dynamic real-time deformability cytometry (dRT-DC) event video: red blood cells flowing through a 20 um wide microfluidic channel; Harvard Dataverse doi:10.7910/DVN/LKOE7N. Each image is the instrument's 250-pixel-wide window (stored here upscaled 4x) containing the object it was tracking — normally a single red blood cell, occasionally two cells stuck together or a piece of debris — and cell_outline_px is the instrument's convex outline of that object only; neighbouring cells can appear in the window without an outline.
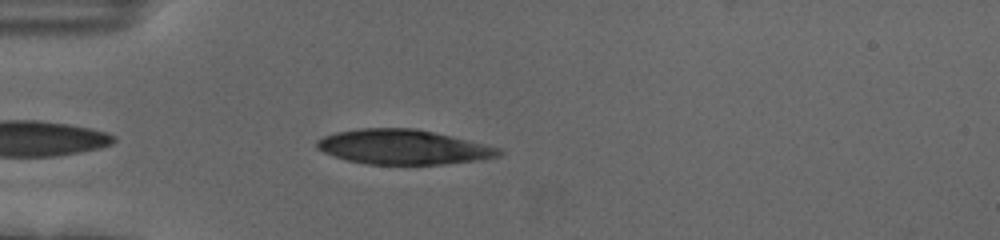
{"species": "human", "species_latin": "Homo sapiens", "temperature_condition": "cold", "stored_images_in_passage": 42, "camera_frame_rate_fps": 3000, "um_per_image_px": 0.085, "donor": {"sex": "female"}, "frame": {"image": 1, "passage_image": 3, "time_ms": 0.667, "image_size_px": [1000, 240], "cell_outline_px": [[504, 152], [500, 156], [444, 164], [368, 164], [348, 160], [332, 156], [316, 148], [316, 140], [324, 136], [336, 132], [360, 128], [416, 128], [452, 136], [500, 148]], "centroid_in_image_um": [34.23, 12.49], "position_along_channel_um": 50.8, "area_um2": 36.65}}
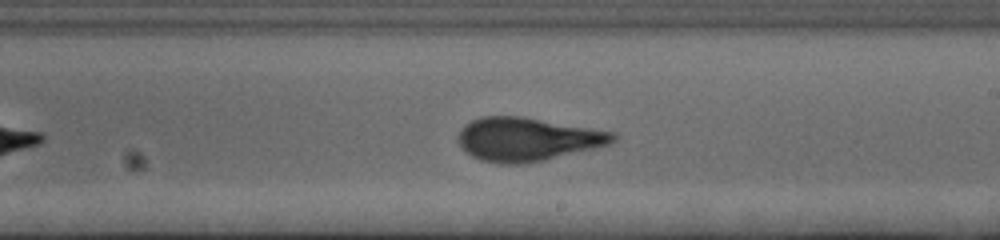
{"frame": {"image": 2, "passage_image": 20, "time_ms": 6.333, "image_size_px": [1000, 240], "cell_outline_px": [[616, 140], [608, 144], [544, 160], [524, 164], [496, 164], [480, 160], [472, 156], [460, 144], [456, 136], [464, 124], [480, 116], [520, 116], [616, 132]], "centroid_in_image_um": [44.78, 11.83], "position_along_channel_um": 244.2, "area_um2": 39.07}}
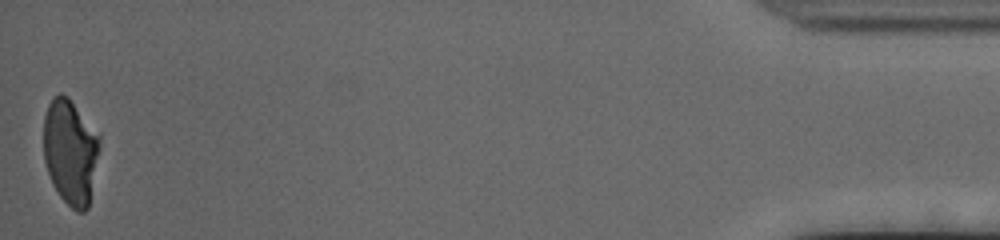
{"frame": {"image": 3, "passage_image": 42, "time_ms": 13.667, "image_size_px": [1000, 240], "cell_outline_px": [[100, 148], [88, 208], [84, 212], [76, 212], [60, 196], [52, 184], [44, 160], [44, 116], [48, 104], [52, 96], [60, 92], [68, 96], [100, 132]], "centroid_in_image_um": [6.0, 12.84], "position_along_channel_um": 429.2, "area_um2": 34.97}, "authors_computed_cell_mechanics": {"area_um2": 37.8879, "velocity_mm_per_s": 3.6799, "shape_relaxation_time_tau1_ms": 3.7963, "shape_relaxation_time_tau2_ms": 0.7121, "deformation_change_tau1": 0.1956, "deformation_change_tau2": 0.0873}}